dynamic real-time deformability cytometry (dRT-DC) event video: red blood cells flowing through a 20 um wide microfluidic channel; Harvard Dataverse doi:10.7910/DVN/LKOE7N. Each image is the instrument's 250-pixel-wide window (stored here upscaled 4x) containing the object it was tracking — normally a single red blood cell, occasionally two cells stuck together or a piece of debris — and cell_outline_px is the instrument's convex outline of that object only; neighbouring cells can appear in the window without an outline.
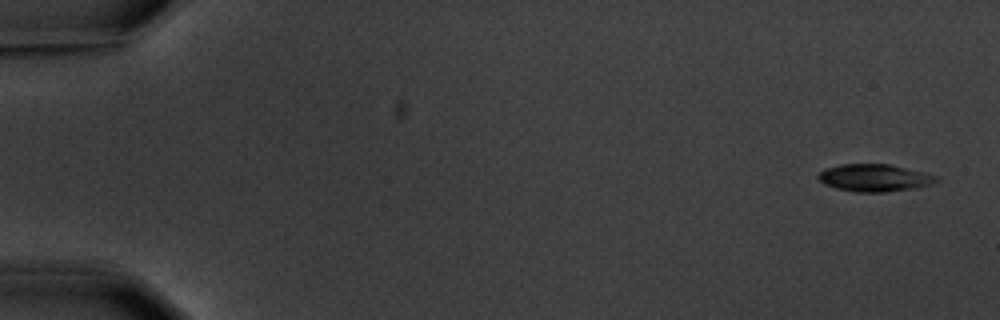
{"species": "common noctule bat (a hibernating species)", "species_latin": "Nyctalus noctula", "temperature_condition": "warm", "stored_images_in_passage": 9, "camera_frame_rate_fps": 3000, "um_per_image_px": 0.085, "animal": {"sex": "male", "body_mass_g": 20.1, "forearm_length_mm": 53.5}, "frame": {"image": 1, "passage_image": 1, "time_ms": 0.0, "image_size_px": [1000, 320], "cell_outline_px": [[940, 180], [932, 184], [912, 188], [884, 192], [856, 192], [836, 188], [824, 184], [816, 176], [824, 168], [840, 164], [888, 164], [924, 172], [936, 176]], "centroid_in_image_um": [74.3, 15.11], "position_along_channel_um": 10.7, "area_um2": 18.73}}
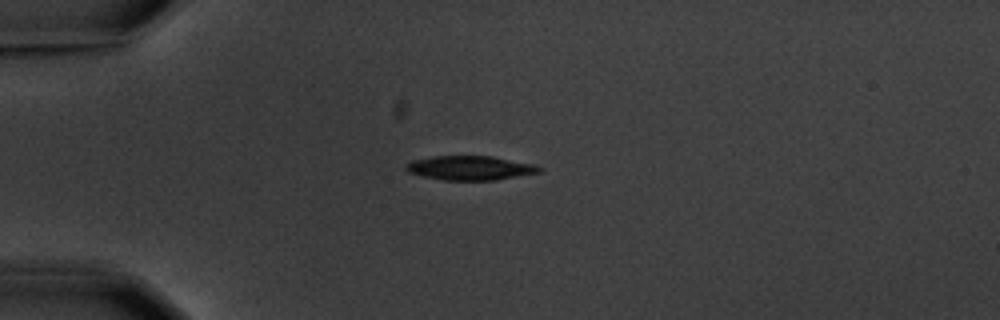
{"frame": {"image": 2, "passage_image": 4, "time_ms": 4.333, "image_size_px": [1000, 320], "cell_outline_px": [[544, 168], [540, 172], [496, 180], [444, 180], [424, 176], [408, 172], [404, 168], [412, 160], [432, 156], [492, 156], [532, 164]], "centroid_in_image_um": [39.96, 14.27], "position_along_channel_um": 45.0, "area_um2": 18.67}}